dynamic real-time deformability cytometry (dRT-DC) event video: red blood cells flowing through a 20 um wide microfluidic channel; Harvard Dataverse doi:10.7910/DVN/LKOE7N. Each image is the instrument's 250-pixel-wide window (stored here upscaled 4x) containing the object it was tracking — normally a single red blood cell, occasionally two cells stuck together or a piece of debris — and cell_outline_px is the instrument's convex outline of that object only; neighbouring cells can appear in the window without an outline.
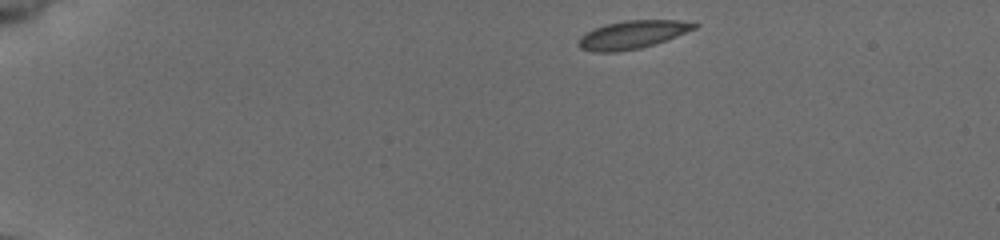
{"species": "common noctule bat (a hibernating species)", "species_latin": "Nyctalus noctula", "temperature_condition": "cold", "stored_images_in_passage": 44, "camera_frame_rate_fps": 3000, "um_per_image_px": 0.085, "animal": {"sex": "female", "body_mass_g": 19.5, "forearm_length_mm": 54.1}, "frame": {"image": 1, "passage_image": 1, "time_ms": 0.0, "image_size_px": [1000, 240], "cell_outline_px": [[700, 24], [696, 28], [676, 36], [640, 48], [616, 52], [592, 52], [580, 48], [576, 44], [576, 40], [580, 36], [592, 28], [604, 24], [624, 20], [680, 20]], "centroid_in_image_um": [53.67, 2.94], "position_along_channel_um": 31.3, "area_um2": 19.07}}
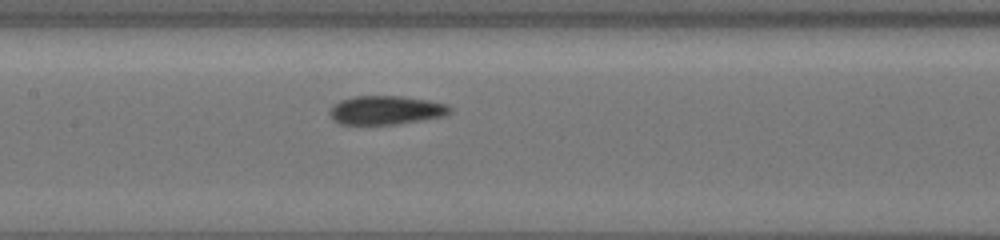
{"frame": {"image": 2, "passage_image": 19, "time_ms": 6.0, "image_size_px": [1000, 240], "cell_outline_px": [[452, 108], [448, 112], [440, 116], [392, 124], [340, 124], [332, 120], [328, 112], [340, 100], [356, 96], [400, 96], [428, 100], [448, 104]], "centroid_in_image_um": [32.74, 9.35], "position_along_channel_um": 174.7, "area_um2": 19.71}}
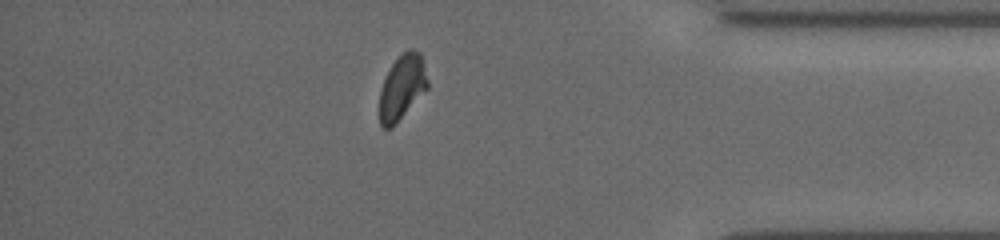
{"frame": {"image": 3, "passage_image": 38, "time_ms": 12.333, "image_size_px": [1000, 240], "cell_outline_px": [[428, 88], [392, 128], [384, 128], [380, 124], [380, 92], [384, 80], [392, 64], [400, 52], [408, 48], [412, 48], [420, 52], [428, 80]], "centroid_in_image_um": [34.19, 7.38], "position_along_channel_um": 401.0, "area_um2": 18.15}, "authors_computed_cell_mechanics": {"area_um2": 19.074, "velocity_mm_per_s": 3.914, "shape_relaxation_time_tau1_ms": 10.8362, "shape_relaxation_time_tau2_ms": null, "deformation_change_tau1": 0.1675, "deformation_change_tau2": null}}